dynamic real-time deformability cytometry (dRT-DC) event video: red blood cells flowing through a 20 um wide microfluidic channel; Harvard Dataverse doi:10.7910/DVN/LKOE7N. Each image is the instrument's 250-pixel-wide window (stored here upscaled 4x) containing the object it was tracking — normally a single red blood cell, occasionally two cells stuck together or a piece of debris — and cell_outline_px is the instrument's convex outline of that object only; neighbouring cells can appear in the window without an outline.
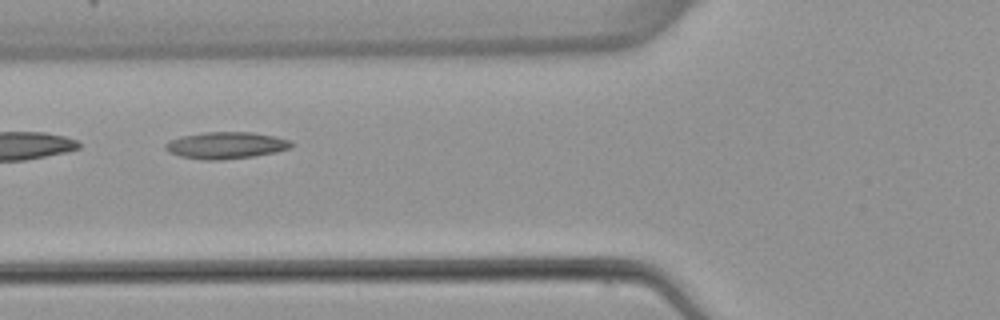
{"species": "common noctule bat (a hibernating species)", "species_latin": "Nyctalus noctula", "temperature_condition": "warm", "stored_images_in_passage": 7, "camera_frame_rate_fps": 3000, "um_per_image_px": 0.085, "animal": {"sex": "female", "body_mass_g": 22.7, "forearm_length_mm": 54.2}, "frame": {"image": 1, "passage_image": 6, "time_ms": 6.333, "image_size_px": [1000, 320], "cell_outline_px": [[296, 144], [292, 148], [276, 152], [252, 156], [224, 160], [204, 160], [180, 156], [168, 152], [164, 148], [164, 144], [168, 140], [180, 136], [204, 132], [252, 132], [276, 136], [292, 140]], "centroid_in_image_um": [19.23, 12.35], "position_along_channel_um": 106.6, "area_um2": 20.06}}
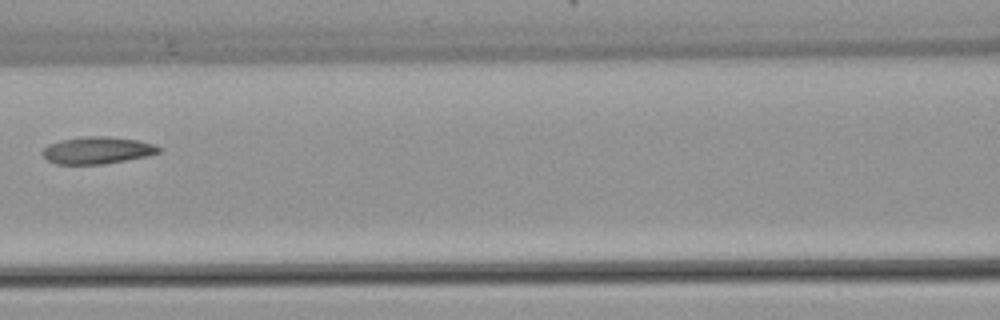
{"frame": {"image": 2, "passage_image": 7, "time_ms": 7.667, "image_size_px": [1000, 320], "cell_outline_px": [[160, 152], [148, 156], [104, 164], [56, 164], [48, 160], [40, 152], [48, 144], [60, 140], [88, 136], [104, 136], [136, 140], [152, 144], [160, 148]], "centroid_in_image_um": [8.23, 12.78], "position_along_channel_um": 158.4, "area_um2": 18.21}}